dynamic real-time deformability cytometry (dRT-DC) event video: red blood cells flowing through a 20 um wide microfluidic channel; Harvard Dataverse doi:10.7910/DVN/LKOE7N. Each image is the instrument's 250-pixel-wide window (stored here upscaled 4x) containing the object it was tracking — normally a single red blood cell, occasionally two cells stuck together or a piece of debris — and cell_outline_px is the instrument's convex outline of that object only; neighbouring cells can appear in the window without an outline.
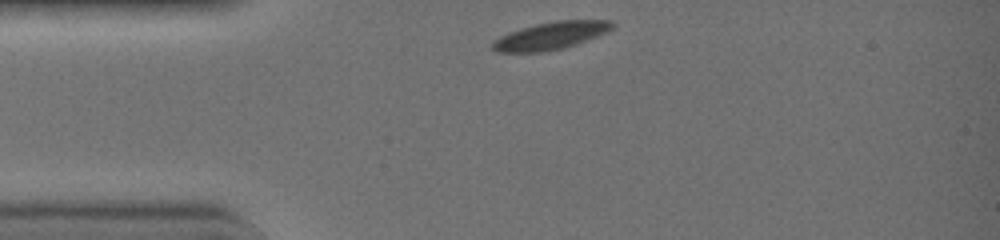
{"species": "common noctule bat (a hibernating species)", "species_latin": "Nyctalus noctula", "temperature_condition": "warm", "stored_images_in_passage": 29, "camera_frame_rate_fps": 3000, "um_per_image_px": 0.085, "animal": {"sex": "female", "body_mass_g": 19.0, "forearm_length_mm": 51.5}, "frame": {"image": 1, "passage_image": 1, "time_ms": 0.0, "image_size_px": [1000, 240], "cell_outline_px": [[616, 24], [612, 28], [596, 36], [576, 44], [560, 48], [540, 52], [500, 52], [492, 48], [492, 44], [500, 36], [520, 28], [536, 24], [556, 20], [612, 20]], "centroid_in_image_um": [46.83, 3.02], "position_along_channel_um": 38.2, "area_um2": 18.84}}
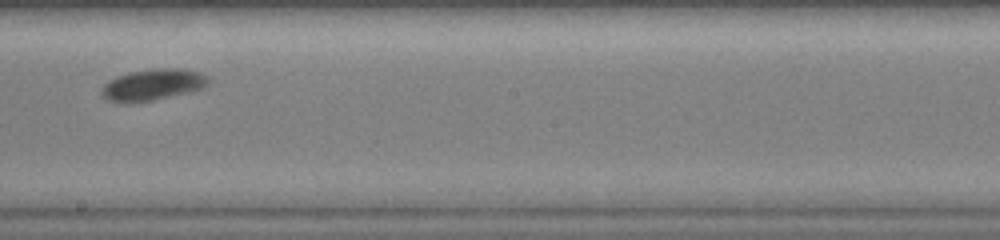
{"frame": {"image": 2, "passage_image": 16, "time_ms": 5.0, "image_size_px": [1000, 240], "cell_outline_px": [[212, 80], [204, 88], [192, 92], [152, 100], [108, 100], [100, 92], [100, 88], [108, 80], [116, 76], [132, 72], [160, 68], [180, 68], [200, 72], [208, 76]], "centroid_in_image_um": [13.08, 7.16], "position_along_channel_um": 235.1, "area_um2": 19.19}}
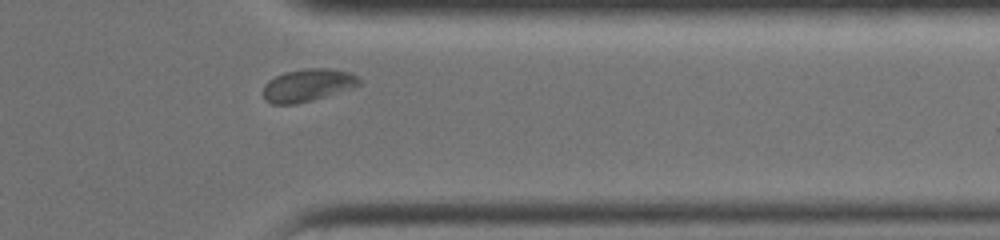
{"frame": {"image": 3, "passage_image": 26, "time_ms": 8.333, "image_size_px": [1000, 240], "cell_outline_px": [[360, 84], [312, 100], [296, 104], [272, 104], [264, 96], [264, 84], [268, 80], [284, 72], [304, 68], [324, 68], [348, 72], [360, 76]], "centroid_in_image_um": [26.13, 7.22], "position_along_channel_um": 385.3, "area_um2": 17.86}, "authors_computed_cell_mechanics": {"area_um2": 18.9006, "velocity_mm_per_s": 4.4595, "shape_relaxation_time_tau1_ms": 2.7013, "shape_relaxation_time_tau2_ms": null, "deformation_change_tau1": 0.0726, "deformation_change_tau2": null}}